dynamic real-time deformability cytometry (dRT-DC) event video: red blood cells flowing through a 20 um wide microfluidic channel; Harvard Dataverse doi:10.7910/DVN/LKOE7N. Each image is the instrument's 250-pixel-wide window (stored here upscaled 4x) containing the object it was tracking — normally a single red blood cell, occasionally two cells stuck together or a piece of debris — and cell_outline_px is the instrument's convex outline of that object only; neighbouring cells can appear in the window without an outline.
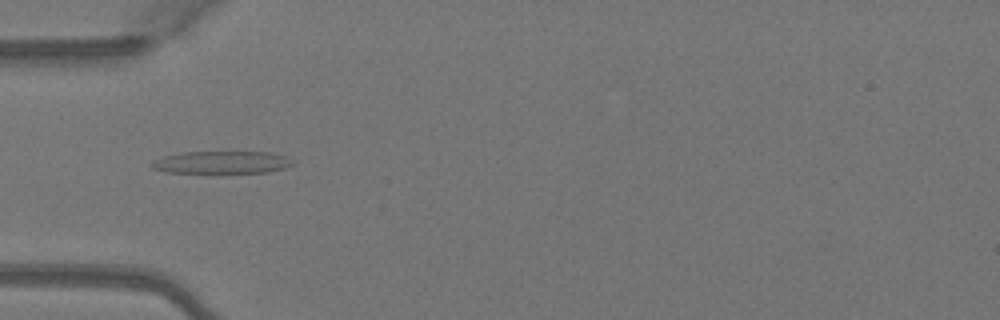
{"species": "Egyptian fruit bat (a non-hibernating species)", "species_latin": "Rousettus aegyptiacus", "temperature_condition": "warm", "stored_images_in_passage": 35, "camera_frame_rate_fps": 3000, "um_per_image_px": 0.085, "animal": {"sex": "female"}, "frame": {"image": 1, "passage_image": 2, "time_ms": 0.333, "image_size_px": [1000, 320], "cell_outline_px": [[296, 164], [284, 168], [268, 172], [168, 172], [152, 168], [148, 164], [164, 156], [184, 152], [268, 152], [284, 156], [292, 160]], "centroid_in_image_um": [18.86, 13.79], "position_along_channel_um": 66.1, "area_um2": 18.15}}
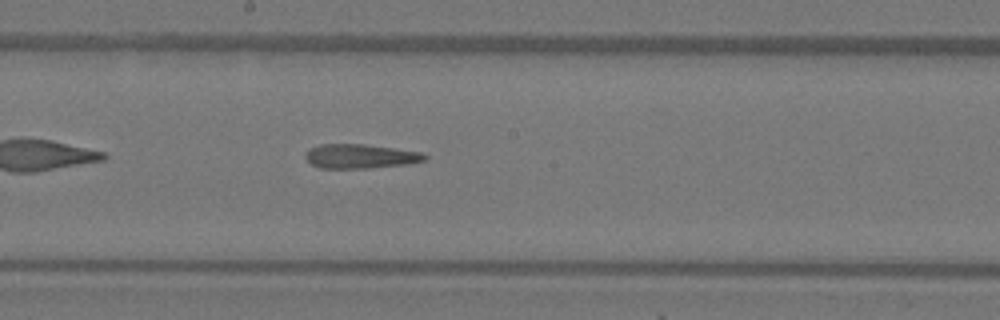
{"frame": {"image": 2, "passage_image": 13, "time_ms": 4.0, "image_size_px": [1000, 320], "cell_outline_px": [[428, 160], [408, 164], [368, 168], [320, 168], [312, 164], [304, 156], [308, 148], [320, 144], [364, 144], [424, 152], [428, 156]], "centroid_in_image_um": [30.66, 13.28], "position_along_channel_um": 217.5, "area_um2": 17.05}}
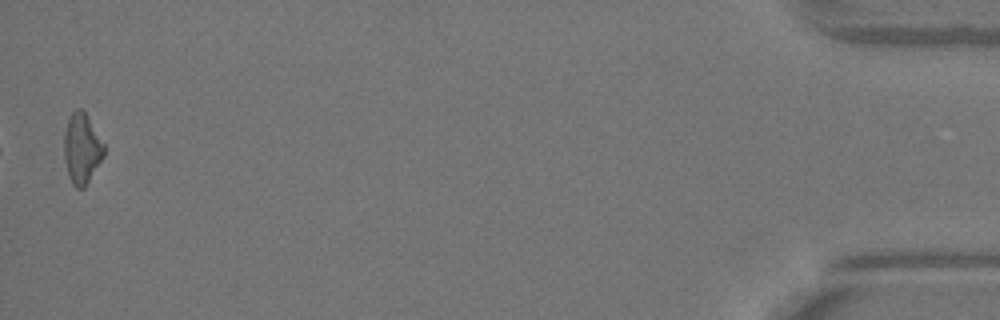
{"frame": {"image": 3, "passage_image": 35, "time_ms": 11.333, "image_size_px": [1000, 320], "cell_outline_px": [[104, 156], [84, 188], [76, 188], [72, 184], [68, 176], [64, 156], [64, 132], [68, 116], [76, 108], [80, 108], [84, 112], [104, 144]], "centroid_in_image_um": [6.93, 12.63], "position_along_channel_um": 428.3, "area_um2": 16.24}, "authors_computed_cell_mechanics": {"area_um2": 17.051, "velocity_mm_per_s": 4.119, "shape_relaxation_time_tau1_ms": null, "shape_relaxation_time_tau2_ms": 3.3206, "deformation_change_tau1": null, "deformation_change_tau2": 0.1718}}